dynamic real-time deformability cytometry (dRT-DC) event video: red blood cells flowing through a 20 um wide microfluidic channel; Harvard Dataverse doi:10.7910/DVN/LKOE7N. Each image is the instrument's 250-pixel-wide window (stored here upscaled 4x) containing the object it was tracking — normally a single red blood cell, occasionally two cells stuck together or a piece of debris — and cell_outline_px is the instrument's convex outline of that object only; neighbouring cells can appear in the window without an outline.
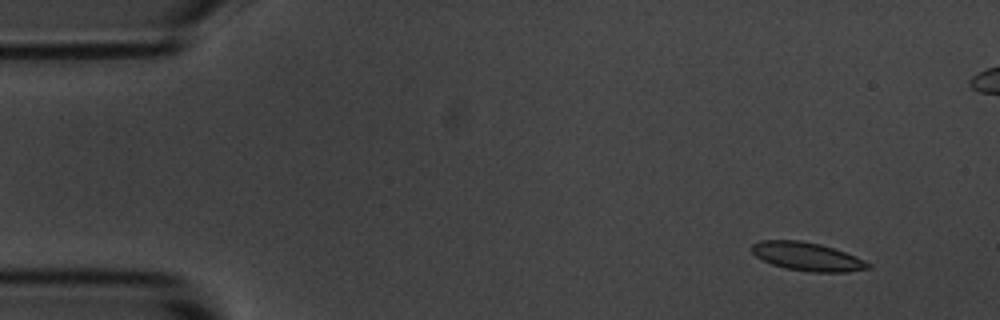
{"species": "common noctule bat (a hibernating species)", "species_latin": "Nyctalus noctula", "temperature_condition": "room temperature", "stored_images_in_passage": 52, "camera_frame_rate_fps": 3000, "um_per_image_px": 0.085, "animal": {"sex": "male", "body_mass_g": 20.1, "forearm_length_mm": 53.5}, "frame": {"image": 1, "passage_image": 1, "time_ms": 0.0, "image_size_px": [1000, 320], "cell_outline_px": [[872, 268], [848, 272], [812, 272], [784, 268], [772, 264], [756, 256], [752, 252], [752, 244], [760, 240], [800, 240], [820, 244], [856, 256], [872, 264]], "centroid_in_image_um": [68.64, 21.81], "position_along_channel_um": 16.4, "area_um2": 19.25}}
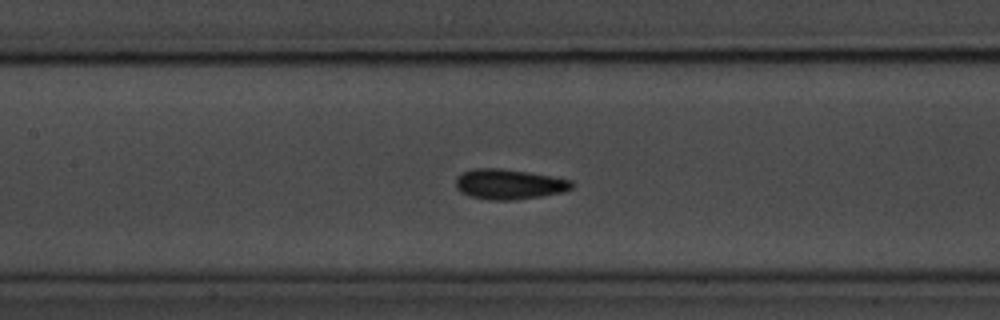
{"frame": {"image": 2, "passage_image": 21, "time_ms": 6.667, "image_size_px": [1000, 320], "cell_outline_px": [[572, 188], [564, 192], [516, 200], [488, 200], [468, 196], [460, 192], [456, 188], [456, 176], [460, 172], [472, 168], [500, 168], [528, 172], [572, 180]], "centroid_in_image_um": [43.2, 15.66], "position_along_channel_um": 164.2, "area_um2": 20.63}}
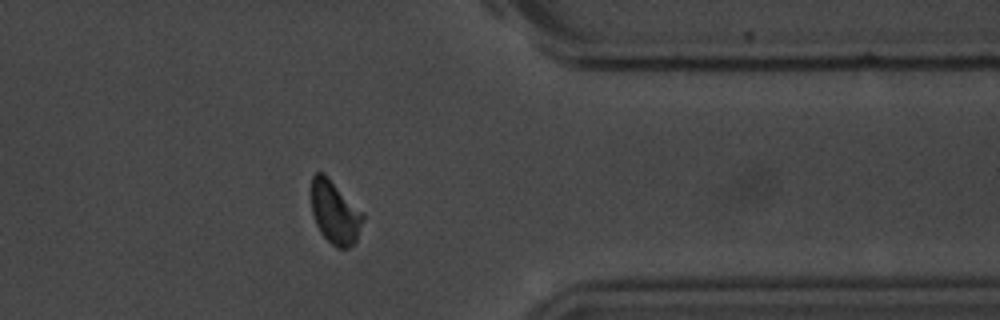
{"frame": {"image": 3, "passage_image": 40, "time_ms": 13.0, "image_size_px": [1000, 320], "cell_outline_px": [[364, 220], [356, 240], [348, 248], [336, 248], [320, 232], [316, 224], [312, 212], [312, 176], [316, 172], [324, 172], [364, 212]], "centroid_in_image_um": [28.49, 18.03], "position_along_channel_um": 382.9, "area_um2": 19.07}, "authors_computed_cell_mechanics": {"area_um2": 19.4497, "velocity_mm_per_s": 3.6544, "shape_relaxation_time_tau1_ms": 2.6557, "shape_relaxation_time_tau2_ms": 1.3107, "deformation_change_tau1": 0.0827, "deformation_change_tau2": 0.0625}}